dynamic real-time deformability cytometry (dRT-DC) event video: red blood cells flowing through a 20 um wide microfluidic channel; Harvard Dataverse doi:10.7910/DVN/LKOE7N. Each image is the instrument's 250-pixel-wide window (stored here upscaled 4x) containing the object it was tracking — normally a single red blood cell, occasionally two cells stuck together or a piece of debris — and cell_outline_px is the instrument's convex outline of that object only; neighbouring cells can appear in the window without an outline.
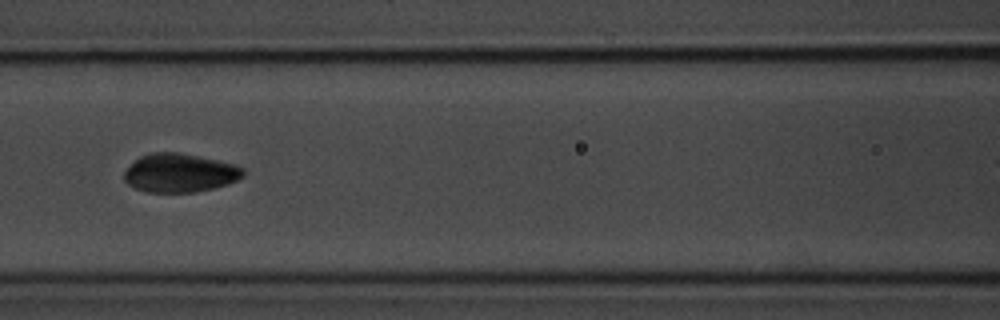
{"species": "common noctule bat (a hibernating species)", "species_latin": "Nyctalus noctula", "temperature_condition": "room temperature", "stored_images_in_passage": 10, "camera_frame_rate_fps": 3000, "um_per_image_px": 0.085, "animal": {"sex": "male", "body_mass_g": 20.1, "forearm_length_mm": 53.5}, "frame": {"image": 1, "passage_image": 7, "time_ms": 7.0, "image_size_px": [1000, 320], "cell_outline_px": [[244, 176], [228, 184], [216, 188], [196, 192], [148, 192], [136, 188], [128, 184], [124, 180], [124, 172], [140, 156], [152, 152], [180, 152], [216, 160], [232, 164], [244, 168]], "centroid_in_image_um": [15.29, 14.7], "position_along_channel_um": 151.3, "area_um2": 26.7}}